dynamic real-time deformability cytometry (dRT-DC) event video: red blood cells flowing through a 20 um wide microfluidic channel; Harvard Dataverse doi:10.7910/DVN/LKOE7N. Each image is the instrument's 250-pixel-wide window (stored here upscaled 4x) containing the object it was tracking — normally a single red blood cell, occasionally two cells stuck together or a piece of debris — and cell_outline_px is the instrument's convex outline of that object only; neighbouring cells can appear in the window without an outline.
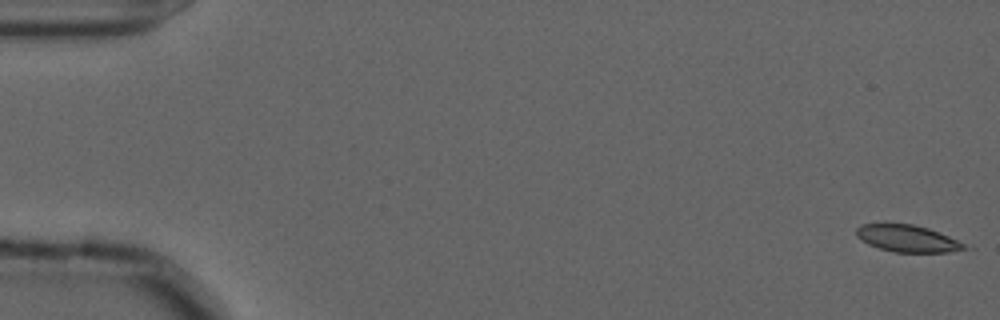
{"species": "common noctule bat (a hibernating species)", "species_latin": "Nyctalus noctula", "temperature_condition": "cold", "stored_images_in_passage": 6, "camera_frame_rate_fps": 3000, "um_per_image_px": 0.085, "animal": {"sex": "male", "forearm_length_mm": 52.5}, "frame": {"image": 1, "passage_image": 1, "time_ms": 0.0, "image_size_px": [1000, 320], "cell_outline_px": [[964, 248], [948, 252], [896, 252], [880, 248], [868, 244], [860, 240], [856, 236], [856, 228], [860, 224], [912, 224], [928, 228], [948, 236], [964, 244]], "centroid_in_image_um": [77.05, 20.26], "position_along_channel_um": 8.0, "area_um2": 16.59}}